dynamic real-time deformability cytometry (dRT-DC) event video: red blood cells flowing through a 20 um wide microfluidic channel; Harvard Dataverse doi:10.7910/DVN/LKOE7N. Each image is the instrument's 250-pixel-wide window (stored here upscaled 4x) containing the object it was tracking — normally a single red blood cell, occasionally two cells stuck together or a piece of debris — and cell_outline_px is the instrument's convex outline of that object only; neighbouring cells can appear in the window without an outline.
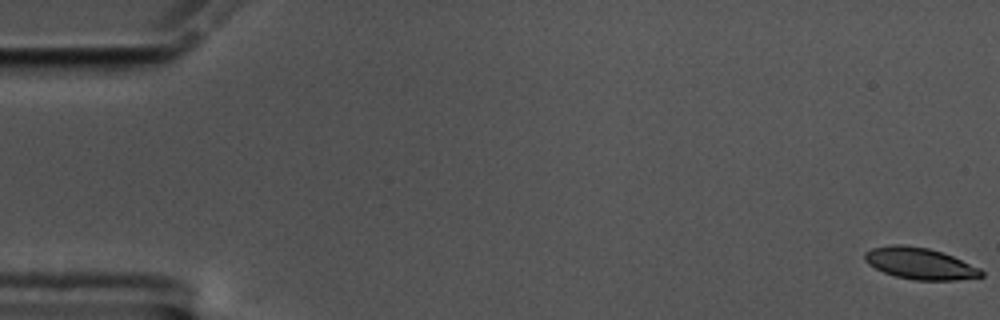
{"species": "common noctule bat (a hibernating species)", "species_latin": "Nyctalus noctula", "temperature_condition": "cold", "stored_images_in_passage": 59, "camera_frame_rate_fps": 3000, "um_per_image_px": 0.085, "animal": {"sex": "male", "body_mass_g": 17.5, "forearm_length_mm": 52.3}, "frame": {"image": 1, "passage_image": 1, "time_ms": 0.0, "image_size_px": [1000, 320], "cell_outline_px": [[984, 276], [956, 280], [916, 280], [896, 276], [884, 272], [868, 264], [864, 260], [864, 252], [872, 248], [892, 244], [904, 244], [928, 248], [952, 256], [980, 268], [984, 272]], "centroid_in_image_um": [78.18, 22.39], "position_along_channel_um": 6.8, "area_um2": 21.33}}
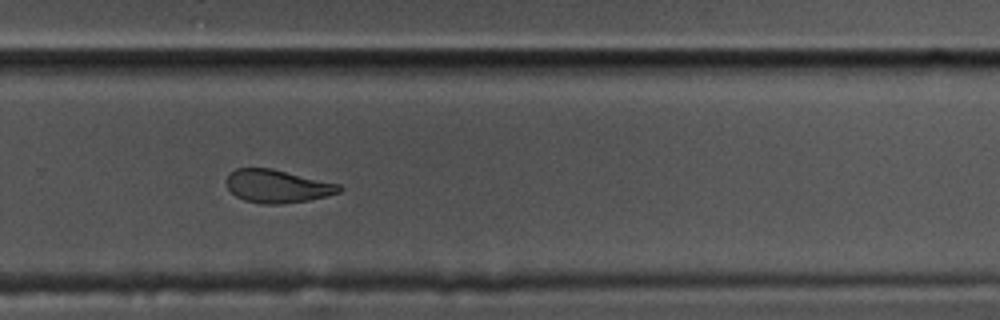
{"frame": {"image": 2, "passage_image": 40, "time_ms": 13.0, "image_size_px": [1000, 320], "cell_outline_px": [[344, 188], [340, 192], [308, 200], [280, 204], [260, 204], [244, 200], [236, 196], [228, 188], [224, 180], [236, 168], [272, 168], [340, 184]], "centroid_in_image_um": [23.56, 15.82], "position_along_channel_um": 306.2, "area_um2": 21.73}}
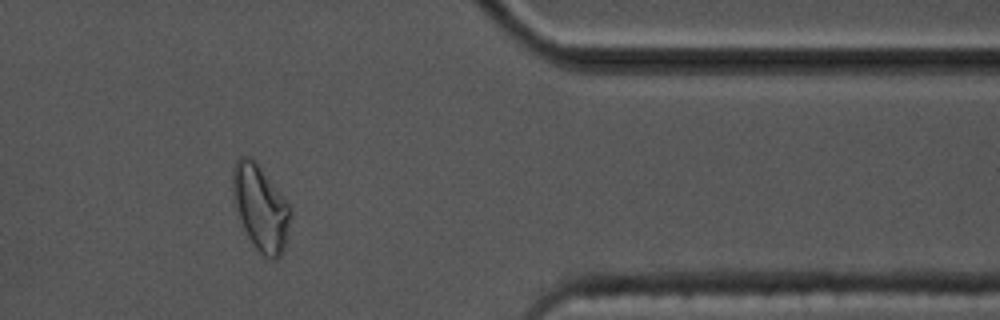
{"frame": {"image": 3, "passage_image": 49, "time_ms": 16.0, "image_size_px": [1000, 320], "cell_outline_px": [[292, 216], [284, 248], [280, 256], [276, 260], [272, 260], [264, 256], [252, 244], [244, 232], [236, 208], [232, 192], [232, 168], [236, 160], [240, 156], [248, 156], [260, 168], [288, 200], [292, 212]], "centroid_in_image_um": [22.16, 17.69], "position_along_channel_um": 389.2, "area_um2": 28.96}, "authors_computed_cell_mechanics": {"area_um2": 22.6576, "velocity_mm_per_s": 3.4352, "shape_relaxation_time_tau1_ms": 4.2579, "shape_relaxation_time_tau2_ms": 3.4642, "deformation_change_tau1": 0.1228, "deformation_change_tau2": 0.0863}}